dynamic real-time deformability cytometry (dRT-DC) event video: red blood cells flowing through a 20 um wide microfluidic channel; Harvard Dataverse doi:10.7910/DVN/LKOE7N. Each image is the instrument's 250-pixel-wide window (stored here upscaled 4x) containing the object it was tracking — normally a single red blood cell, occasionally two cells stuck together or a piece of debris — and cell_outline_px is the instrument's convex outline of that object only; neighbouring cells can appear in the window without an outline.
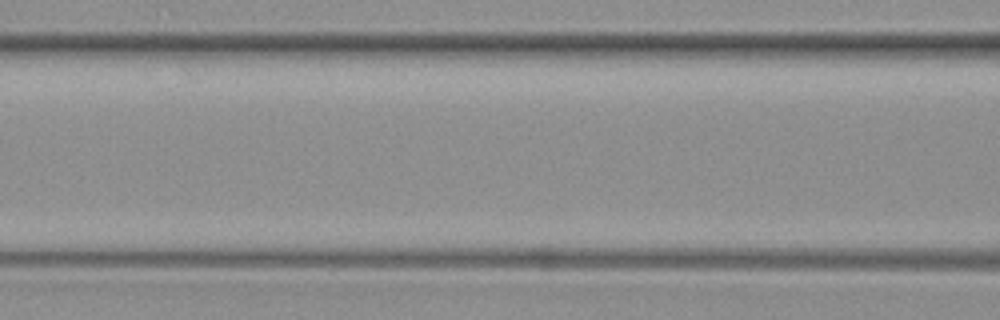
{"species": "common noctule bat (a hibernating species)", "species_latin": "Nyctalus noctula", "temperature_condition": "warm", "stored_images_in_passage": 4, "camera_frame_rate_fps": 3000, "um_per_image_px": 0.085, "animal": {"sex": "female", "body_mass_g": 19.3, "forearm_length_mm": 54.1}, "frame": {"image": 1, "passage_image": 3, "time_ms": 2.333, "image_size_px": [1000, 320], "cell_outline_px": [[504, 208], [404, 212], [384, 212], [316, 208], [308, 204], [308, 200], [324, 196], [408, 192], [484, 196], [496, 200], [504, 204]], "centroid_in_image_um": [34.42, 17.2], "position_along_channel_um": 132.2, "area_um2": 21.44}}